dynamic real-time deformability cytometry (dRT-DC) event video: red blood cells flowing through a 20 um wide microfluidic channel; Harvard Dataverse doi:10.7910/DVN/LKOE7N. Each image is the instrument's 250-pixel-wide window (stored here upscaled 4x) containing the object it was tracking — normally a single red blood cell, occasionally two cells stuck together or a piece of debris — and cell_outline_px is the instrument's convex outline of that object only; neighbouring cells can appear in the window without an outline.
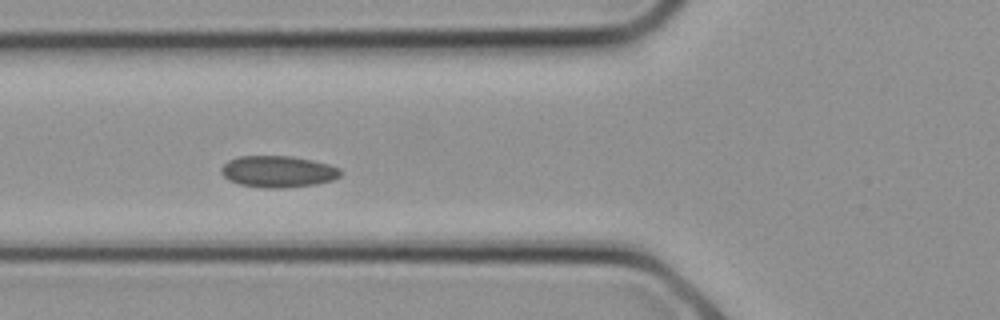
{"species": "common noctule bat (a hibernating species)", "species_latin": "Nyctalus noctula", "temperature_condition": "cold", "stored_images_in_passage": 7, "camera_frame_rate_fps": 3000, "um_per_image_px": 0.085, "animal": {"sex": "female", "body_mass_g": 21.9}, "frame": {"image": 1, "passage_image": 4, "time_ms": 1.0, "image_size_px": [1000, 320], "cell_outline_px": [[340, 176], [332, 180], [316, 184], [284, 188], [264, 188], [240, 184], [228, 180], [220, 172], [220, 168], [228, 160], [236, 156], [292, 156], [312, 160], [328, 164], [340, 168]], "centroid_in_image_um": [23.6, 14.58], "position_along_channel_um": 102.2, "area_um2": 22.02}}
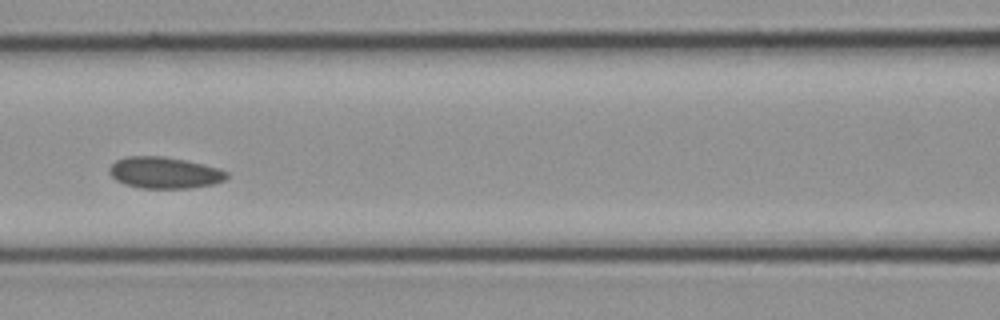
{"frame": {"image": 2, "passage_image": 6, "time_ms": 1.667, "image_size_px": [1000, 320], "cell_outline_px": [[228, 176], [224, 180], [212, 184], [188, 188], [140, 188], [124, 184], [116, 180], [108, 172], [108, 168], [116, 160], [128, 156], [164, 156], [204, 164], [220, 168], [228, 172]], "centroid_in_image_um": [13.97, 14.67], "position_along_channel_um": 152.6, "area_um2": 21.56}}